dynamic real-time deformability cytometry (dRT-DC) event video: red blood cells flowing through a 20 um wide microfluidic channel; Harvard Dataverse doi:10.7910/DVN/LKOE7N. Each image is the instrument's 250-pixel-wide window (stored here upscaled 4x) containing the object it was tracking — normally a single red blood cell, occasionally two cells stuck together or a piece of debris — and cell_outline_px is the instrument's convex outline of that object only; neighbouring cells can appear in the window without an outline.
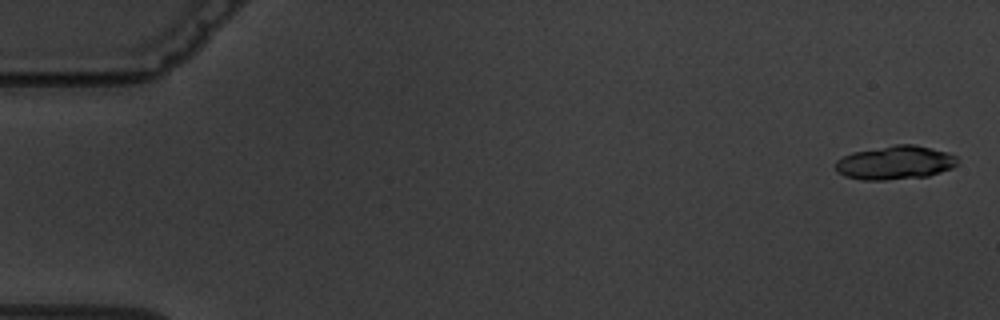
{"species": "common noctule bat (a hibernating species)", "species_latin": "Nyctalus noctula", "temperature_condition": "warm", "stored_images_in_passage": 6, "camera_frame_rate_fps": 3000, "um_per_image_px": 0.085, "animal": {"sex": "male", "body_mass_g": 19.5, "forearm_length_mm": 54.6}, "frame": {"image": 1, "passage_image": 1, "time_ms": 0.0, "image_size_px": [1000, 320], "cell_outline_px": [[956, 164], [952, 168], [928, 176], [884, 180], [860, 180], [844, 176], [836, 172], [836, 160], [852, 152], [896, 144], [916, 144], [948, 152], [956, 156]], "centroid_in_image_um": [76.06, 13.82], "position_along_channel_um": 8.9, "area_um2": 24.04}}
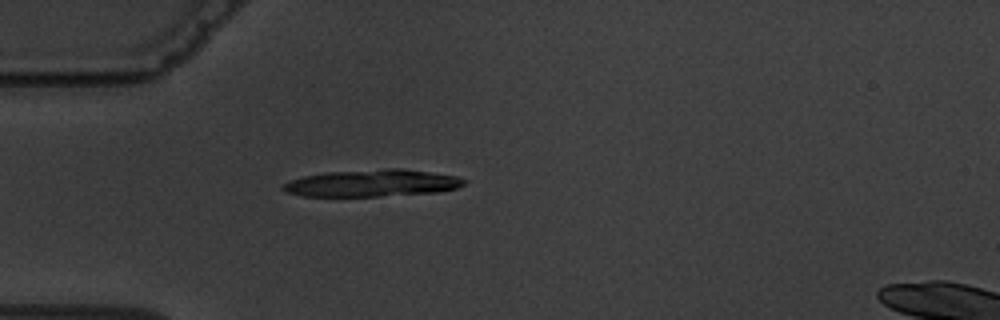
{"frame": {"image": 2, "passage_image": 5, "time_ms": 5.0, "image_size_px": [1000, 320], "cell_outline_px": [[468, 180], [464, 184], [456, 188], [440, 192], [380, 196], [304, 196], [288, 192], [280, 188], [284, 184], [292, 180], [304, 176], [324, 172], [384, 168], [404, 168], [456, 176]], "centroid_in_image_um": [31.67, 15.55], "position_along_channel_um": 53.3, "area_um2": 28.61}}